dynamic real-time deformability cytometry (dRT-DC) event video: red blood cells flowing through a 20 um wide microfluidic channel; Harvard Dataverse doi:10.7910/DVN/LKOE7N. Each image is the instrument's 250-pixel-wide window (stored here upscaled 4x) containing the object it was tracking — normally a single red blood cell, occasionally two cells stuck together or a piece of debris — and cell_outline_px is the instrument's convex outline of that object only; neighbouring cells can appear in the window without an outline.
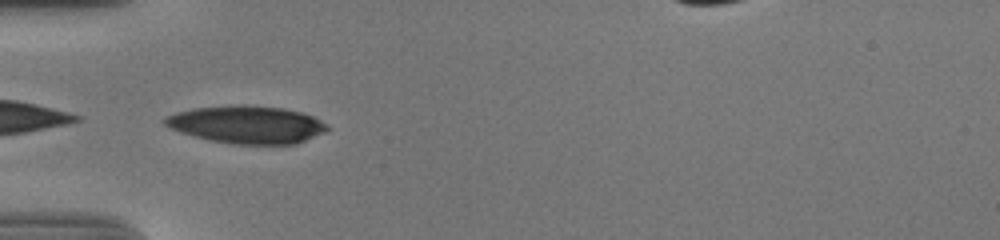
{"species": "human", "species_latin": "Homo sapiens", "temperature_condition": "cold", "stored_images_in_passage": 34, "camera_frame_rate_fps": 3000, "um_per_image_px": 0.085, "donor": {"sex": "male"}, "frame": {"image": 1, "passage_image": 1, "time_ms": 0.0, "image_size_px": [1000, 240], "cell_outline_px": [[328, 128], [324, 132], [296, 144], [232, 144], [212, 140], [180, 132], [164, 124], [160, 120], [164, 116], [176, 112], [192, 108], [244, 104], [280, 108], [300, 112], [312, 116], [320, 120]], "centroid_in_image_um": [20.92, 10.58], "position_along_channel_um": 64.1, "area_um2": 35.37}}
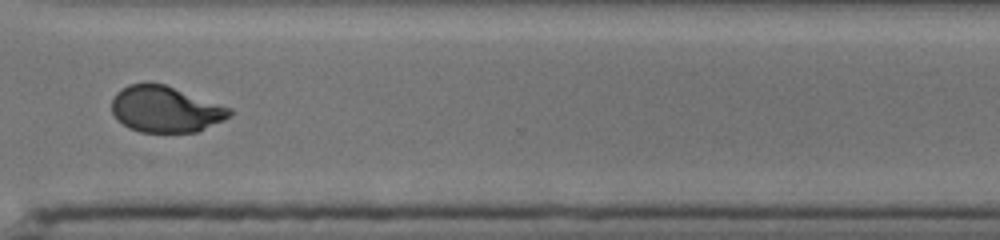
{"frame": {"image": 2, "passage_image": 25, "time_ms": 8.0, "image_size_px": [1000, 240], "cell_outline_px": [[232, 112], [224, 120], [196, 132], [140, 132], [128, 128], [116, 120], [112, 112], [112, 100], [116, 92], [120, 88], [128, 84], [164, 84], [232, 108]], "centroid_in_image_um": [14.03, 9.3], "position_along_channel_um": 356.6, "area_um2": 31.62}, "authors_computed_cell_mechanics": {"area_um2": 33.8419, "velocity_mm_per_s": 3.6985, "shape_relaxation_time_tau1_ms": 6.134, "shape_relaxation_time_tau2_ms": 1.2666, "deformation_change_tau1": 0.226, "deformation_change_tau2": 0.0566}}